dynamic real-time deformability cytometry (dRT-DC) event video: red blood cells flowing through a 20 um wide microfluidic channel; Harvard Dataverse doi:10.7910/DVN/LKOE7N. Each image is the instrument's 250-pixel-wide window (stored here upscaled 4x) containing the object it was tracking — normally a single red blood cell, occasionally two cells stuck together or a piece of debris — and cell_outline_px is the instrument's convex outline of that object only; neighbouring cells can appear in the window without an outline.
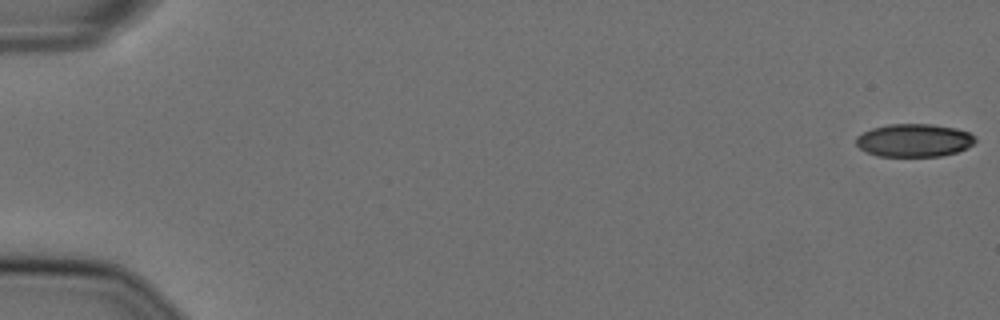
{"species": "Egyptian fruit bat (a non-hibernating species)", "species_latin": "Rousettus aegyptiacus", "temperature_condition": "cold", "stored_images_in_passage": 56, "camera_frame_rate_fps": 3000, "um_per_image_px": 0.085, "animal": {"sex": "female"}, "frame": {"image": 1, "passage_image": 1, "time_ms": 0.0, "image_size_px": [1000, 320], "cell_outline_px": [[976, 140], [968, 148], [956, 152], [940, 156], [876, 156], [860, 148], [856, 144], [856, 136], [872, 128], [888, 124], [932, 124], [956, 128], [968, 132], [976, 136]], "centroid_in_image_um": [77.71, 11.92], "position_along_channel_um": 7.3, "area_um2": 22.95}}
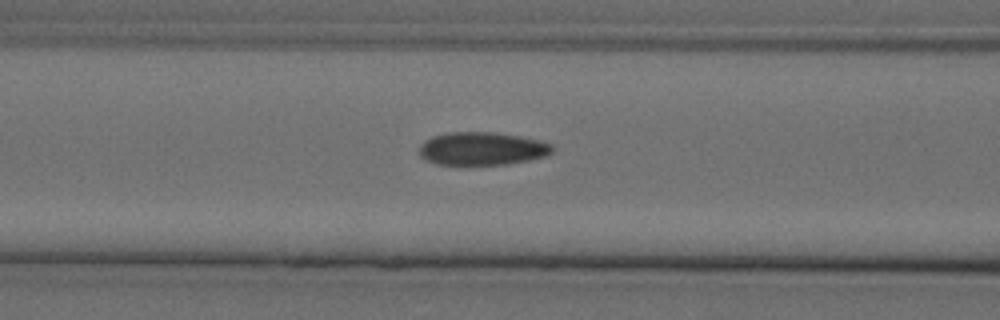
{"frame": {"image": 2, "passage_image": 24, "time_ms": 7.667, "image_size_px": [1000, 320], "cell_outline_px": [[556, 148], [552, 152], [544, 156], [528, 160], [508, 164], [436, 164], [420, 156], [420, 144], [424, 140], [432, 136], [448, 132], [496, 132], [520, 136], [540, 140], [552, 144]], "centroid_in_image_um": [40.99, 12.62], "position_along_channel_um": 125.6, "area_um2": 25.66}}
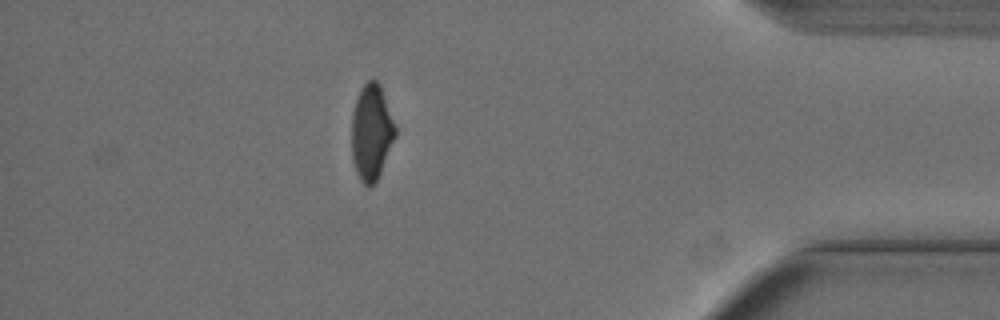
{"frame": {"image": 3, "passage_image": 50, "time_ms": 16.333, "image_size_px": [1000, 320], "cell_outline_px": [[396, 136], [380, 172], [376, 180], [368, 188], [360, 180], [356, 172], [352, 160], [352, 112], [360, 88], [372, 76], [380, 84], [396, 128]], "centroid_in_image_um": [31.56, 11.21], "position_along_channel_um": 403.6, "area_um2": 24.28}, "authors_computed_cell_mechanics": {"area_um2": 25.5476, "velocity_mm_per_s": 3.6321, "shape_relaxation_time_tau1_ms": 7.7961, "shape_relaxation_time_tau2_ms": 3.3581, "deformation_change_tau1": 0.1567, "deformation_change_tau2": 0.0685}}